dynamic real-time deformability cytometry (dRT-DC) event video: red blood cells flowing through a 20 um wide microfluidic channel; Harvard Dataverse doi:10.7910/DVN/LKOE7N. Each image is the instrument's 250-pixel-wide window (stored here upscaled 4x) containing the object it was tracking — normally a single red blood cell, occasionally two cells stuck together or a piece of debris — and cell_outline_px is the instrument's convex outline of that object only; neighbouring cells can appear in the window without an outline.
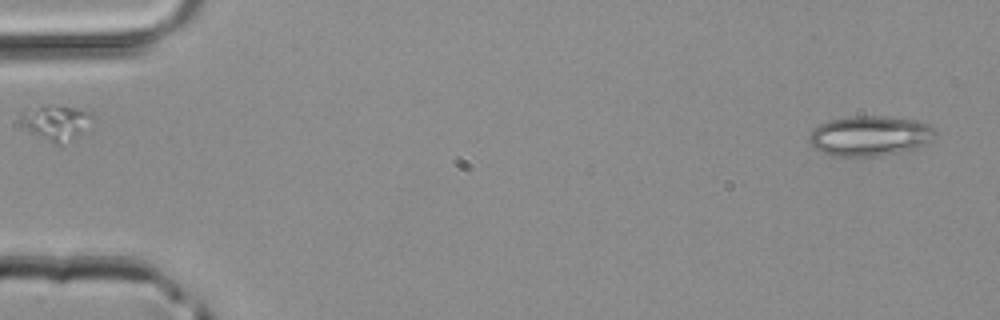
{"species": "common noctule bat (a hibernating species)", "species_latin": "Nyctalus noctula", "temperature_condition": "room temperature", "stored_images_in_passage": 2, "segment_of_instrument_passage": [2, 2], "camera_frame_rate_fps": 3000, "um_per_image_px": 0.085, "animal": {"sex": "male", "body_mass_g": 20.4}, "frame": {"image": 1, "passage_image": 2, "time_ms": 0.333, "image_size_px": [1000, 320], "cell_outline_px": [[936, 136], [924, 144], [916, 148], [880, 156], [832, 156], [816, 148], [808, 140], [808, 136], [820, 124], [828, 120], [852, 116], [884, 116], [916, 120], [928, 124], [936, 132]], "centroid_in_image_um": [73.95, 11.54], "position_along_channel_um": 11.1, "area_um2": 29.25}}